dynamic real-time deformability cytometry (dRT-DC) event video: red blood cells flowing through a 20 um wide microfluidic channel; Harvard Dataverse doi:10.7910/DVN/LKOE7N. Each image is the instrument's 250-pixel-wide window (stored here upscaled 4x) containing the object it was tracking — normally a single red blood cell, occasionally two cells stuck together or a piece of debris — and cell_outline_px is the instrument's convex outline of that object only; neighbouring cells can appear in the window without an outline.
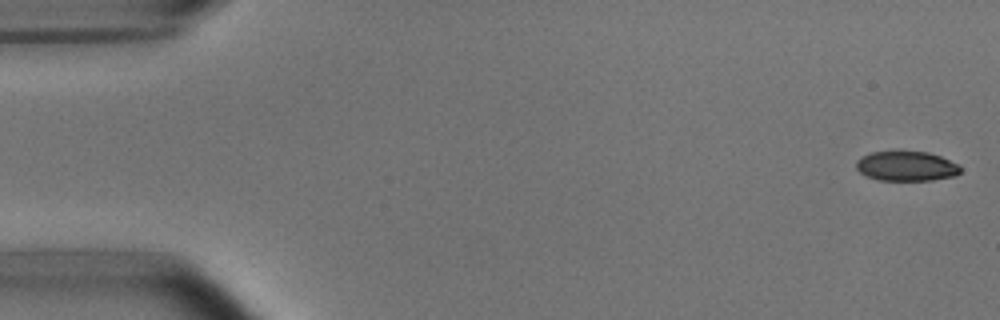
{"species": "common noctule bat (a hibernating species)", "species_latin": "Nyctalus noctula", "temperature_condition": "room temperature", "stored_images_in_passage": 5, "camera_frame_rate_fps": 3000, "um_per_image_px": 0.085, "animal": {"sex": "male", "body_mass_g": 15.6}, "frame": {"image": 1, "passage_image": 1, "time_ms": 0.0, "image_size_px": [1000, 320], "cell_outline_px": [[960, 172], [956, 176], [932, 180], [880, 180], [868, 176], [860, 172], [856, 168], [856, 160], [872, 152], [900, 148], [928, 152], [940, 156], [960, 164]], "centroid_in_image_um": [77.06, 14.07], "position_along_channel_um": 7.9, "area_um2": 18.73}}
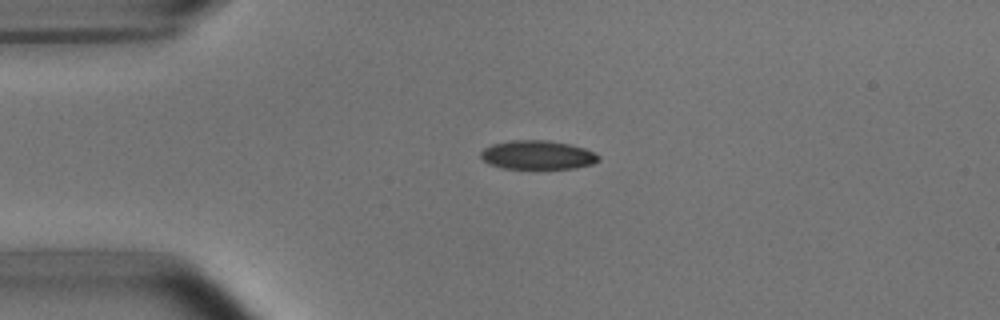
{"frame": {"image": 2, "passage_image": 4, "time_ms": 3.667, "image_size_px": [1000, 320], "cell_outline_px": [[600, 160], [592, 164], [576, 168], [504, 168], [488, 164], [480, 156], [480, 152], [484, 148], [492, 144], [512, 140], [548, 140], [568, 144], [584, 148], [600, 156]], "centroid_in_image_um": [45.68, 13.17], "position_along_channel_um": 39.3, "area_um2": 19.71}}